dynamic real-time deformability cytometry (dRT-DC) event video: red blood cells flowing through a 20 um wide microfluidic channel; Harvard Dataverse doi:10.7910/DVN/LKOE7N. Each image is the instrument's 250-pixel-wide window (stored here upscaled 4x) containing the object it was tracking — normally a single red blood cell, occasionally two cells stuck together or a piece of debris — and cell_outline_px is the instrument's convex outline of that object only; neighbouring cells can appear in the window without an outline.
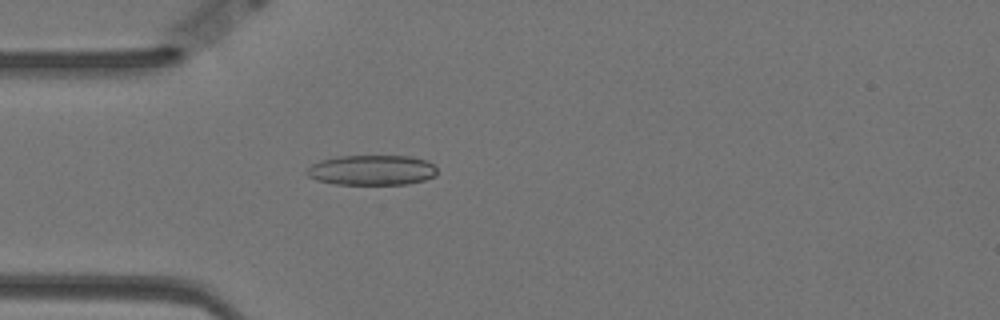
{"species": "Egyptian fruit bat (a non-hibernating species)", "species_latin": "Rousettus aegyptiacus", "temperature_condition": "warm", "stored_images_in_passage": 57, "camera_frame_rate_fps": 3000, "um_per_image_px": 0.085, "animal": {"sex": "female"}, "frame": {"image": 1, "passage_image": 16, "time_ms": 5.0, "image_size_px": [1000, 320], "cell_outline_px": [[436, 176], [424, 180], [408, 184], [336, 184], [316, 180], [308, 176], [304, 172], [312, 164], [320, 160], [340, 156], [412, 156], [428, 160], [436, 168]], "centroid_in_image_um": [31.61, 14.46], "position_along_channel_um": 53.4, "area_um2": 23.0}}
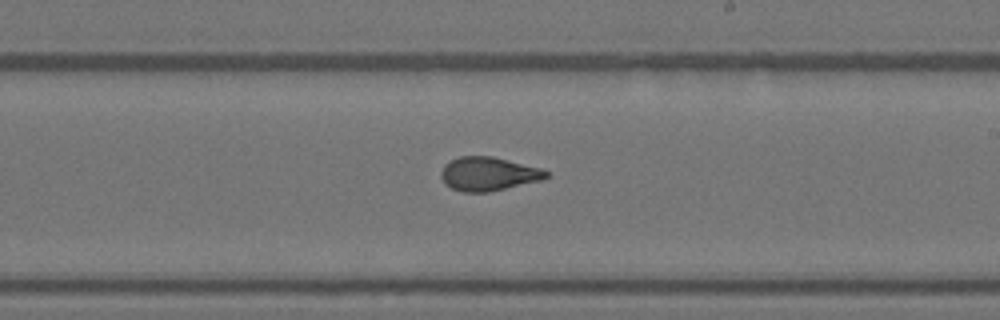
{"frame": {"image": 2, "passage_image": 33, "time_ms": 10.667, "image_size_px": [1000, 320], "cell_outline_px": [[548, 176], [544, 180], [488, 192], [464, 192], [452, 188], [444, 184], [440, 176], [440, 172], [444, 164], [460, 156], [492, 156], [544, 168], [548, 172]], "centroid_in_image_um": [41.53, 14.78], "position_along_channel_um": 247.5, "area_um2": 20.92}}
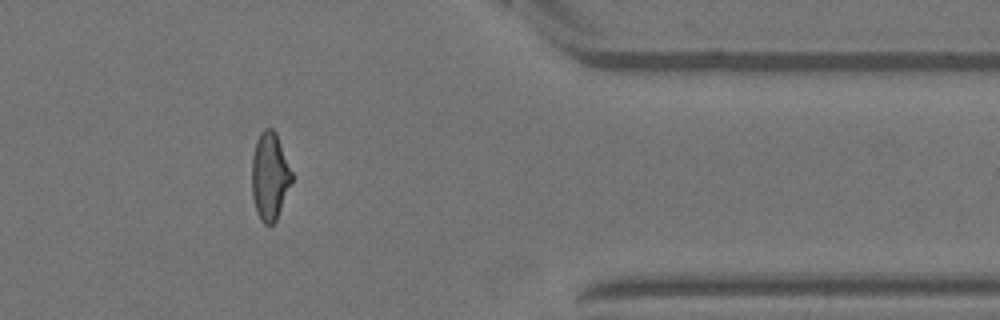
{"frame": {"image": 3, "passage_image": 47, "time_ms": 15.333, "image_size_px": [1000, 320], "cell_outline_px": [[292, 180], [276, 220], [272, 224], [264, 224], [260, 220], [256, 212], [252, 196], [252, 156], [256, 140], [260, 132], [264, 128], [272, 128], [276, 132], [292, 172]], "centroid_in_image_um": [22.91, 14.96], "position_along_channel_um": 388.5, "area_um2": 20.35}, "authors_computed_cell_mechanics": {"area_um2": 21.0392, "velocity_mm_per_s": 3.4991, "shape_relaxation_time_tau1_ms": 6.5142, "shape_relaxation_time_tau2_ms": 1.4148, "deformation_change_tau1": 0.1921, "deformation_change_tau2": 0.0791}}